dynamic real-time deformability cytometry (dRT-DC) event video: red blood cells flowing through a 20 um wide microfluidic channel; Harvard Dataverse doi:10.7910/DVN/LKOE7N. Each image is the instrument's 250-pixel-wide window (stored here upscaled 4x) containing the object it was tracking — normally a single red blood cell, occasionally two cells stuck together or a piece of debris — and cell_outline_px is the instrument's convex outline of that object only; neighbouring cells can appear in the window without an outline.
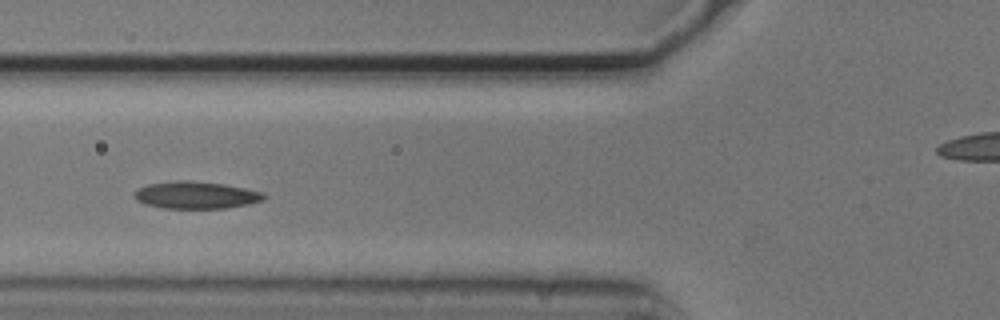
{"species": "common noctule bat (a hibernating species)", "species_latin": "Nyctalus noctula", "temperature_condition": "cold", "stored_images_in_passage": 41, "camera_frame_rate_fps": 3000, "um_per_image_px": 0.085, "animal": {"sex": "male", "body_mass_g": 20.5, "forearm_length_mm": 52.5}, "frame": {"image": 1, "passage_image": 9, "time_ms": 2.667, "image_size_px": [1000, 320], "cell_outline_px": [[268, 196], [264, 200], [248, 204], [224, 208], [164, 208], [144, 204], [136, 200], [132, 196], [140, 188], [148, 184], [176, 180], [188, 180], [224, 184], [264, 192]], "centroid_in_image_um": [16.67, 16.58], "position_along_channel_um": 109.1, "area_um2": 20.58}}
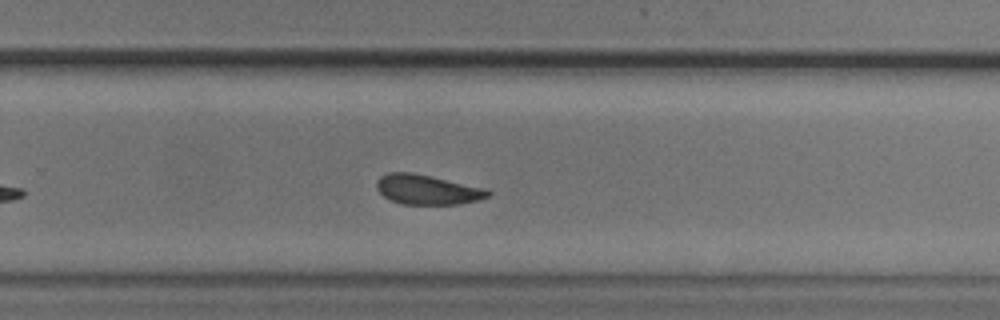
{"frame": {"image": 2, "passage_image": 24, "time_ms": 7.667, "image_size_px": [1000, 320], "cell_outline_px": [[492, 192], [488, 196], [476, 200], [460, 204], [400, 204], [384, 196], [376, 188], [376, 180], [380, 176], [388, 172], [412, 172], [432, 176], [484, 188]], "centroid_in_image_um": [36.27, 16.1], "position_along_channel_um": 293.5, "area_um2": 19.25}}
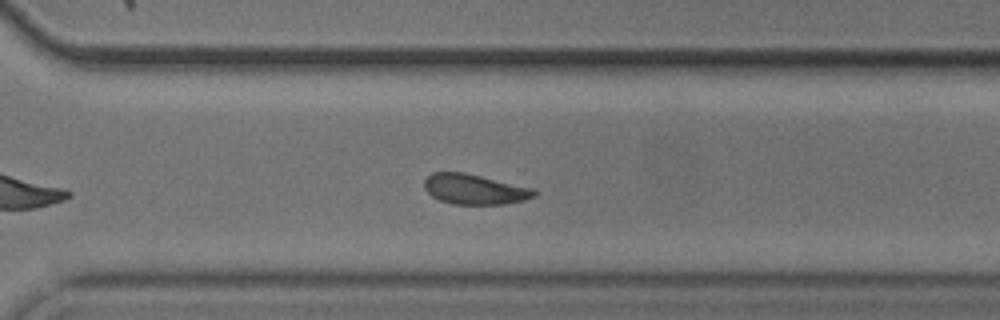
{"frame": {"image": 3, "passage_image": 27, "time_ms": 8.667, "image_size_px": [1000, 320], "cell_outline_px": [[536, 196], [524, 200], [504, 204], [452, 204], [440, 200], [432, 196], [424, 188], [424, 180], [432, 172], [464, 172], [536, 188]], "centroid_in_image_um": [40.36, 16.08], "position_along_channel_um": 330.2, "area_um2": 19.48}, "authors_computed_cell_mechanics": {"area_um2": 19.5942, "velocity_mm_per_s": 3.6863, "shape_relaxation_time_tau1_ms": 3.2324, "shape_relaxation_time_tau2_ms": 2.6249, "deformation_change_tau1": 0.1076, "deformation_change_tau2": 0.0887}}